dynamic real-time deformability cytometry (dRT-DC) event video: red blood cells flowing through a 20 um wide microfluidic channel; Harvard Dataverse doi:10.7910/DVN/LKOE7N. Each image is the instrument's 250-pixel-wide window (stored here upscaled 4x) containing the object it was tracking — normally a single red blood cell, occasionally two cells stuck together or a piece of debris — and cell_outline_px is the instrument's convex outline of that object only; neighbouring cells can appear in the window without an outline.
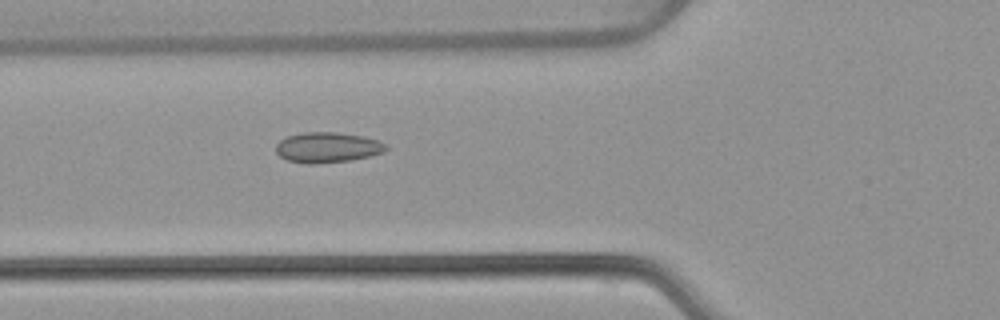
{"species": "common noctule bat (a hibernating species)", "species_latin": "Nyctalus noctula", "temperature_condition": "warm", "stored_images_in_passage": 53, "camera_frame_rate_fps": 3000, "um_per_image_px": 0.085, "animal": {"sex": "female", "body_mass_g": 22.7, "forearm_length_mm": 54.2}, "frame": {"image": 1, "passage_image": 20, "time_ms": 6.333, "image_size_px": [1000, 320], "cell_outline_px": [[388, 148], [384, 152], [352, 160], [316, 164], [308, 164], [288, 160], [280, 156], [276, 152], [276, 144], [280, 140], [288, 136], [304, 132], [336, 132], [364, 136], [380, 140], [388, 144]], "centroid_in_image_um": [27.87, 12.53], "position_along_channel_um": 97.9, "area_um2": 19.65}}
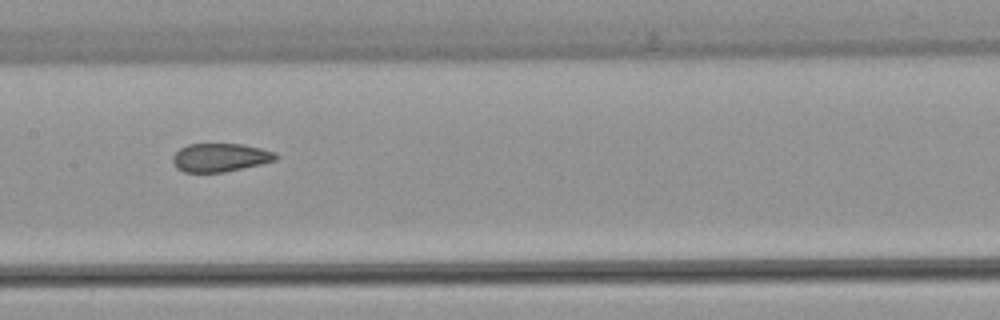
{"frame": {"image": 2, "passage_image": 27, "time_ms": 8.667, "image_size_px": [1000, 320], "cell_outline_px": [[280, 156], [276, 160], [260, 164], [224, 172], [184, 172], [176, 168], [172, 160], [172, 156], [180, 148], [188, 144], [240, 144], [260, 148], [276, 152]], "centroid_in_image_um": [18.71, 13.39], "position_along_channel_um": 188.7, "area_um2": 17.05}}
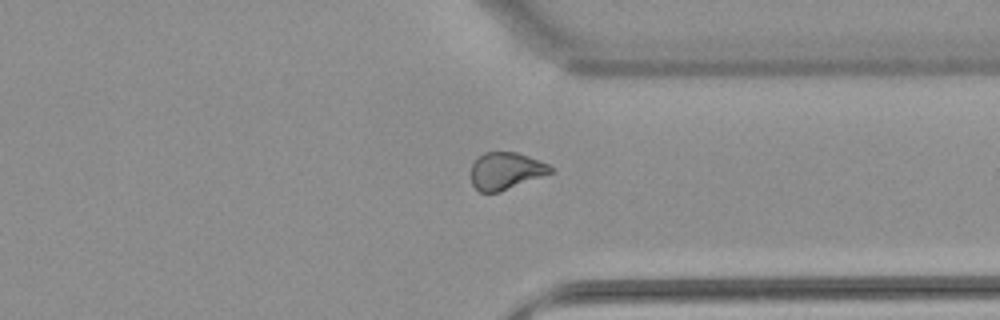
{"frame": {"image": 3, "passage_image": 41, "time_ms": 13.333, "image_size_px": [1000, 320], "cell_outline_px": [[556, 172], [500, 192], [480, 192], [472, 184], [472, 164], [484, 152], [516, 152], [528, 156], [548, 164], [556, 168]], "centroid_in_image_um": [43.06, 14.53], "position_along_channel_um": 368.3, "area_um2": 17.34}, "authors_computed_cell_mechanics": {"area_um2": 18.7272, "velocity_mm_per_s": 3.8673, "shape_relaxation_time_tau1_ms": null, "shape_relaxation_time_tau2_ms": 1.3088, "deformation_change_tau1": null, "deformation_change_tau2": 0.0825}}